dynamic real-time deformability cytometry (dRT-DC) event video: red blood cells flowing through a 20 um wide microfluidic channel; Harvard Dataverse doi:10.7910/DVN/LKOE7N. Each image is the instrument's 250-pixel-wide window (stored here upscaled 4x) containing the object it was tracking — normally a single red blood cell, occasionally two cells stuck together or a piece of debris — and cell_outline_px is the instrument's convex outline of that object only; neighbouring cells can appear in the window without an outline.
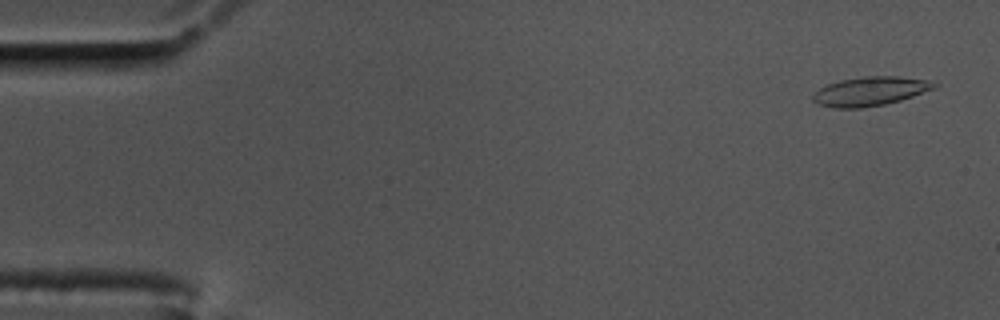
{"species": "common noctule bat (a hibernating species)", "species_latin": "Nyctalus noctula", "temperature_condition": "cold", "stored_images_in_passage": 58, "segment_of_instrument_passage": [1, 2], "camera_frame_rate_fps": 3000, "um_per_image_px": 0.085, "animal": {"sex": "male", "body_mass_g": 17.5, "forearm_length_mm": 52.3}, "frame": {"image": 1, "passage_image": 3, "time_ms": 0.667, "image_size_px": [1000, 320], "cell_outline_px": [[940, 84], [936, 88], [900, 100], [884, 104], [860, 108], [832, 108], [816, 104], [812, 100], [812, 96], [820, 88], [828, 84], [840, 80], [864, 76], [896, 76], [928, 80]], "centroid_in_image_um": [73.96, 7.76], "position_along_channel_um": 11.0, "area_um2": 20.52}}
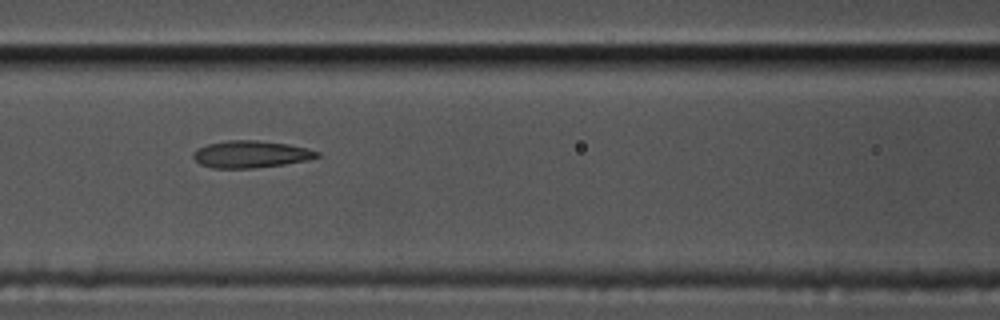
{"frame": {"image": 2, "passage_image": 25, "time_ms": 8.0, "image_size_px": [1000, 320], "cell_outline_px": [[320, 156], [308, 160], [284, 164], [252, 168], [212, 168], [200, 164], [192, 156], [192, 152], [208, 144], [228, 140], [256, 140], [288, 144], [308, 148], [320, 152]], "centroid_in_image_um": [21.33, 13.11], "position_along_channel_um": 145.3, "area_um2": 19.48}}
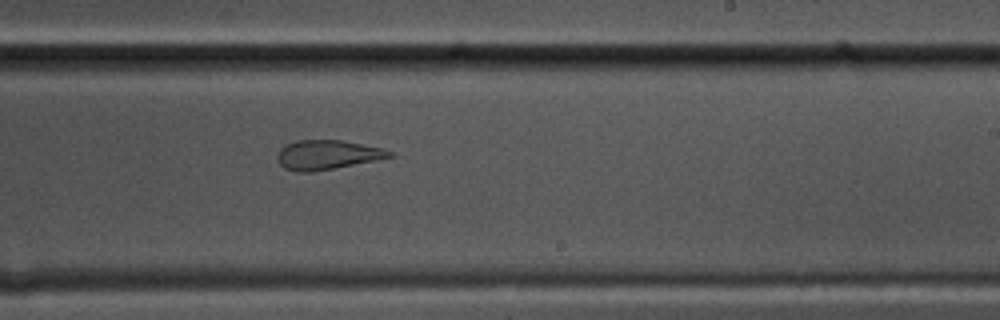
{"frame": {"image": 3, "passage_image": 35, "time_ms": 11.333, "image_size_px": [1000, 320], "cell_outline_px": [[396, 156], [312, 172], [296, 172], [284, 168], [276, 160], [276, 156], [280, 148], [296, 140], [340, 140], [380, 148], [392, 152]], "centroid_in_image_um": [27.76, 13.16], "position_along_channel_um": 261.2, "area_um2": 19.02}}